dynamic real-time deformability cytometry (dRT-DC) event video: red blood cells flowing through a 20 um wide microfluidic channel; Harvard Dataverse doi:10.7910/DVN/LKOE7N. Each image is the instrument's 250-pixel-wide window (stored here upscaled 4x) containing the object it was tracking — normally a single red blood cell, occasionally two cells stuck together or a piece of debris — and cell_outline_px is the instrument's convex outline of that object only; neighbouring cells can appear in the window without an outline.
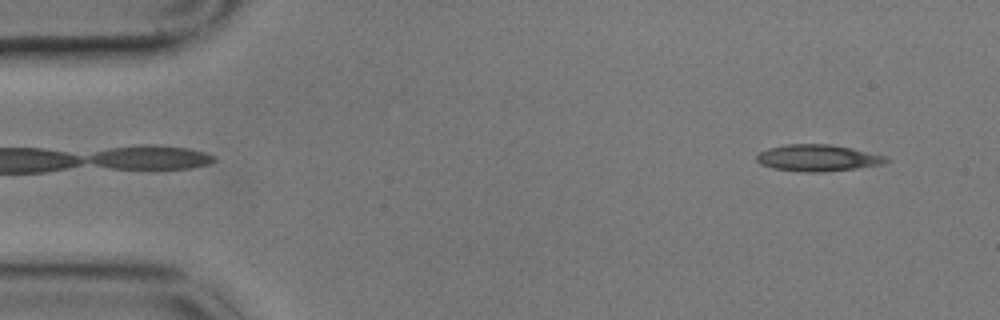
{"species": "common noctule bat (a hibernating species)", "species_latin": "Nyctalus noctula", "temperature_condition": "cold", "stored_images_in_passage": 19, "camera_frame_rate_fps": 3000, "um_per_image_px": 0.085, "animal": {"sex": "male", "body_mass_g": 17.9}, "frame": {"image": 1, "passage_image": 3, "time_ms": 0.667, "image_size_px": [1000, 320], "cell_outline_px": [[892, 160], [880, 164], [856, 168], [824, 172], [804, 172], [772, 168], [760, 164], [756, 160], [756, 156], [760, 152], [768, 148], [784, 144], [828, 144], [852, 148], [888, 156]], "centroid_in_image_um": [69.51, 13.42], "position_along_channel_um": 15.5, "area_um2": 20.17}}
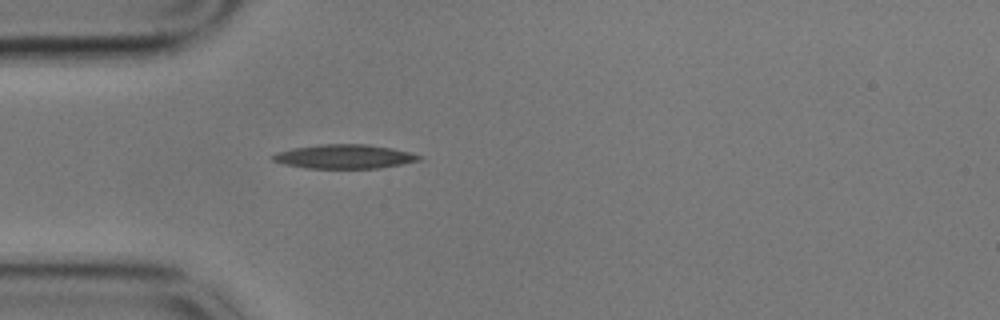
{"frame": {"image": 2, "passage_image": 14, "time_ms": 4.333, "image_size_px": [1000, 320], "cell_outline_px": [[424, 156], [420, 160], [380, 168], [304, 168], [284, 164], [272, 160], [272, 156], [276, 152], [292, 148], [320, 144], [368, 144], [392, 148]], "centroid_in_image_um": [29.25, 13.3], "position_along_channel_um": 55.7, "area_um2": 20.52}}